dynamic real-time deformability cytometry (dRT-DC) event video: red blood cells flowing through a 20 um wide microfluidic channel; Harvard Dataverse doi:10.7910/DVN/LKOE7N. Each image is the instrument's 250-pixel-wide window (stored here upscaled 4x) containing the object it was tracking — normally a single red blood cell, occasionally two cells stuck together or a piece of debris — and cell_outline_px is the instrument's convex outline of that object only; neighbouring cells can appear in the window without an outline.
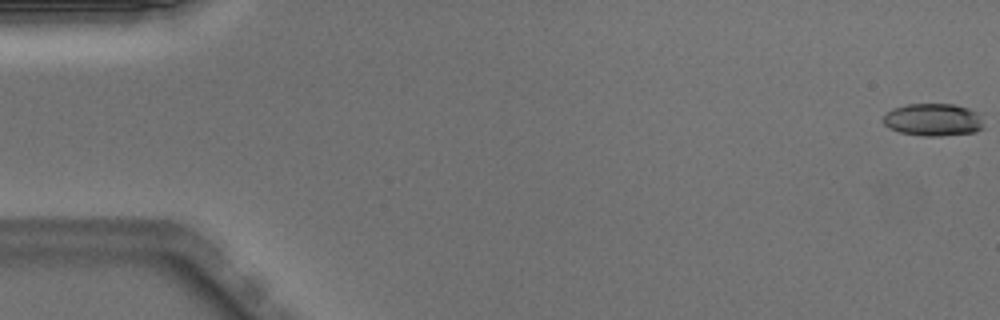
{"species": "Egyptian fruit bat (a non-hibernating species)", "species_latin": "Rousettus aegyptiacus", "temperature_condition": "warm", "stored_images_in_passage": 51, "camera_frame_rate_fps": 3000, "um_per_image_px": 0.085, "animal": {"sex": "male"}, "frame": {"image": 1, "passage_image": 1, "time_ms": 0.0, "image_size_px": [1000, 320], "cell_outline_px": [[984, 128], [976, 132], [940, 136], [920, 136], [900, 132], [888, 128], [884, 124], [884, 116], [892, 108], [908, 104], [952, 104], [968, 108], [976, 112]], "centroid_in_image_um": [79.29, 10.19], "position_along_channel_um": 5.7, "area_um2": 18.96}}
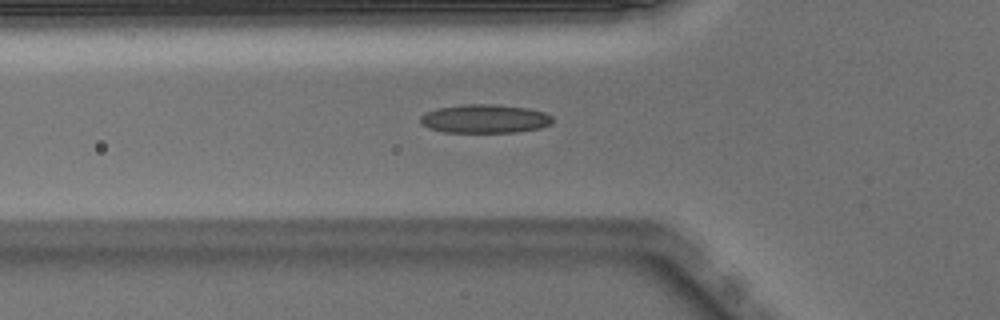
{"frame": {"image": 2, "passage_image": 18, "time_ms": 5.667, "image_size_px": [1000, 320], "cell_outline_px": [[552, 124], [540, 128], [516, 132], [444, 132], [428, 128], [420, 124], [420, 116], [436, 108], [464, 104], [492, 104], [528, 108], [544, 112], [552, 116]], "centroid_in_image_um": [41.2, 10.09], "position_along_channel_um": 84.6, "area_um2": 22.14}}
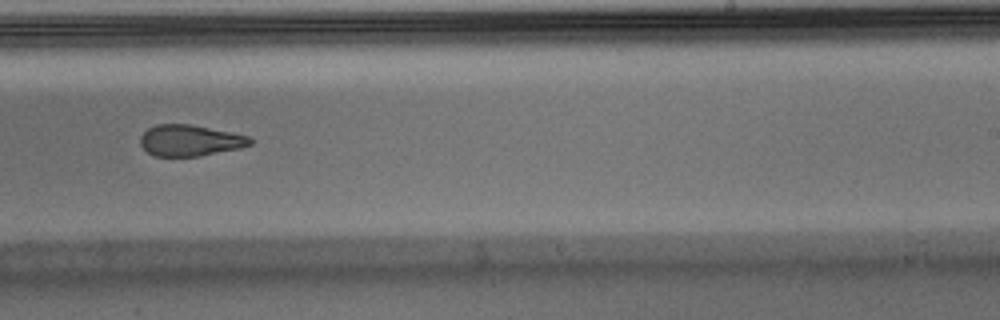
{"frame": {"image": 3, "passage_image": 32, "time_ms": 10.333, "image_size_px": [1000, 320], "cell_outline_px": [[252, 144], [240, 148], [200, 156], [156, 156], [148, 152], [140, 144], [140, 136], [148, 128], [156, 124], [192, 124], [248, 136], [252, 140]], "centroid_in_image_um": [16.14, 11.93], "position_along_channel_um": 272.9, "area_um2": 19.88}, "authors_computed_cell_mechanics": {"area_um2": 21.1548, "velocity_mm_per_s": 4.0153, "shape_relaxation_time_tau1_ms": null, "shape_relaxation_time_tau2_ms": 3.5207, "deformation_change_tau1": null, "deformation_change_tau2": 0.1239}}